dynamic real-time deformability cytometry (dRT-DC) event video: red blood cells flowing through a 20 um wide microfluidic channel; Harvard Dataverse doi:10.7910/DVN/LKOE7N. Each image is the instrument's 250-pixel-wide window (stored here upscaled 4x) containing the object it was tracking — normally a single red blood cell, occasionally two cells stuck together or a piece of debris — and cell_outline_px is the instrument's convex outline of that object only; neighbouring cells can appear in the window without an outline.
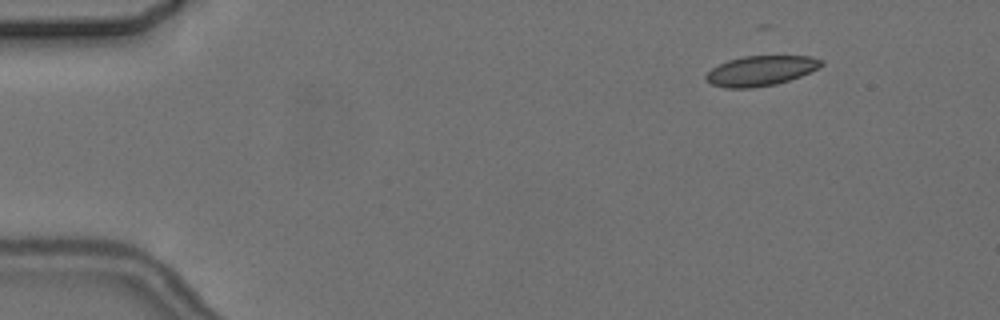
{"species": "common noctule bat (a hibernating species)", "species_latin": "Nyctalus noctula", "temperature_condition": "cold", "stored_images_in_passage": 6, "camera_frame_rate_fps": 3000, "um_per_image_px": 0.085, "animal": {"sex": "female", "body_mass_g": 24.6, "forearm_length_mm": 56.2}, "frame": {"image": 1, "passage_image": 2, "time_ms": 2.0, "image_size_px": [1000, 320], "cell_outline_px": [[824, 64], [800, 76], [776, 84], [752, 88], [724, 88], [712, 84], [704, 76], [712, 68], [728, 60], [744, 56], [812, 56], [824, 60]], "centroid_in_image_um": [64.66, 6.01], "position_along_channel_um": 20.3, "area_um2": 20.0}}
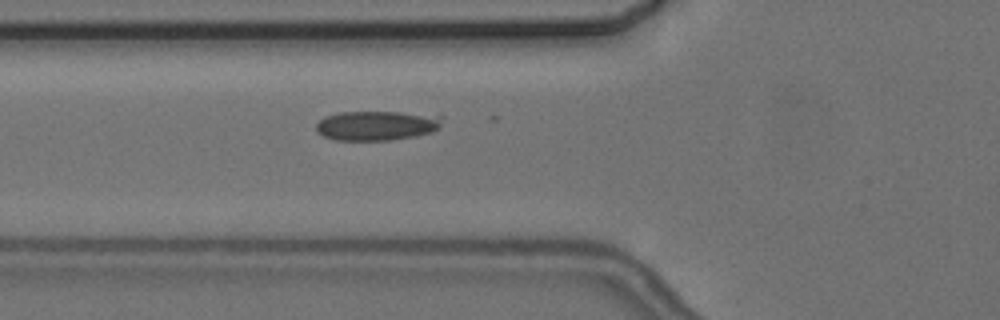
{"frame": {"image": 2, "passage_image": 6, "time_ms": 6.667, "image_size_px": [1000, 320], "cell_outline_px": [[444, 116], [440, 128], [432, 132], [416, 136], [392, 140], [332, 140], [316, 132], [316, 124], [324, 116], [340, 112], [400, 112]], "centroid_in_image_um": [32.03, 10.67], "position_along_channel_um": 93.8, "area_um2": 21.96}}